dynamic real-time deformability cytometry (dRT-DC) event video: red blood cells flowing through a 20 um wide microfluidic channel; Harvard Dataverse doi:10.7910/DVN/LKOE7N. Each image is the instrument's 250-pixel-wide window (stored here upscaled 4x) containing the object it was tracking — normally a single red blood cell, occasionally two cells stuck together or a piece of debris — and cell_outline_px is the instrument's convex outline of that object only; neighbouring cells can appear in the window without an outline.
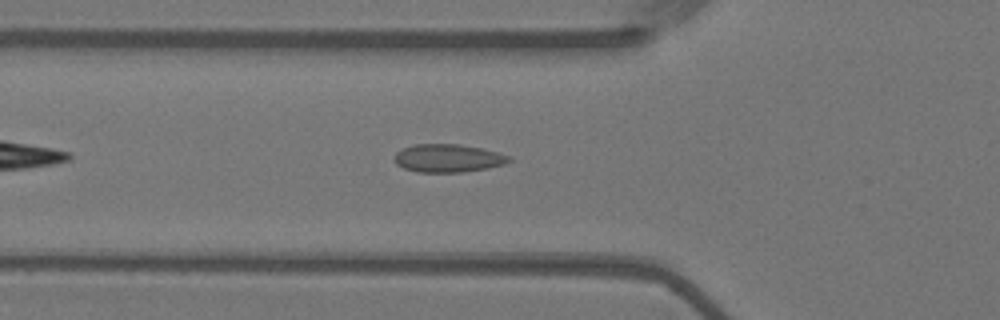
{"species": "Egyptian fruit bat (a non-hibernating species)", "species_latin": "Rousettus aegyptiacus", "temperature_condition": "warm", "stored_images_in_passage": 40, "camera_frame_rate_fps": 3000, "um_per_image_px": 0.085, "animal": {"sex": "female"}, "frame": {"image": 1, "passage_image": 8, "time_ms": 2.333, "image_size_px": [1000, 320], "cell_outline_px": [[512, 160], [504, 164], [488, 168], [464, 172], [416, 172], [404, 168], [396, 164], [396, 152], [400, 148], [416, 144], [460, 144], [480, 148], [496, 152], [508, 156]], "centroid_in_image_um": [38.06, 13.45], "position_along_channel_um": 87.7, "area_um2": 18.67}}
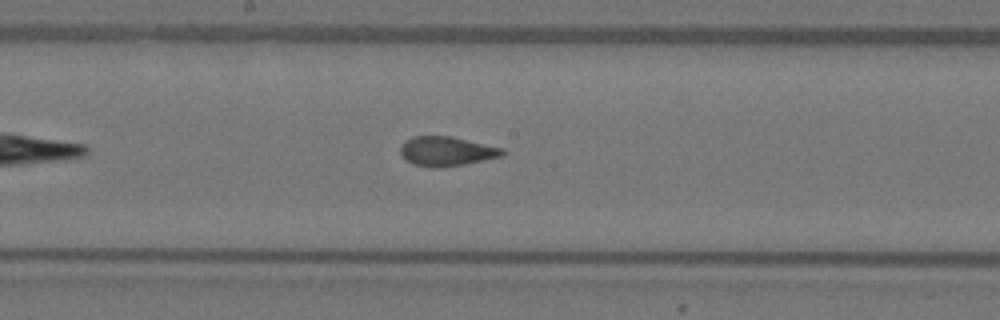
{"frame": {"image": 2, "passage_image": 18, "time_ms": 5.667, "image_size_px": [1000, 320], "cell_outline_px": [[504, 156], [444, 168], [432, 168], [412, 164], [400, 152], [400, 148], [404, 140], [412, 136], [452, 136], [504, 148]], "centroid_in_image_um": [37.97, 12.86], "position_along_channel_um": 210.2, "area_um2": 17.69}}
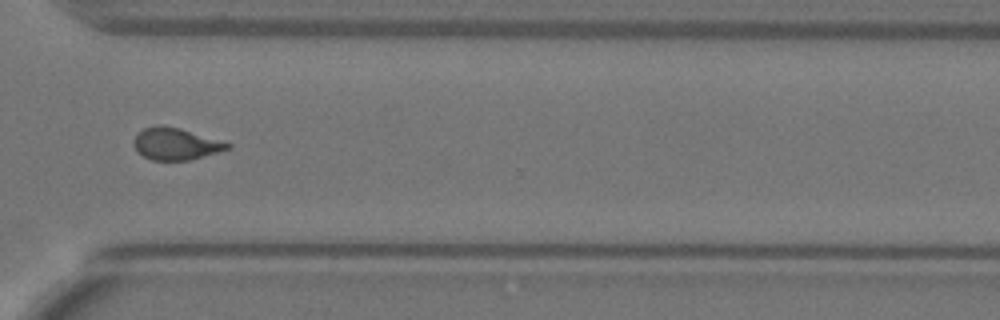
{"frame": {"image": 3, "passage_image": 30, "time_ms": 9.667, "image_size_px": [1000, 320], "cell_outline_px": [[232, 148], [220, 152], [188, 160], [152, 160], [136, 152], [136, 132], [144, 128], [160, 124], [180, 128], [232, 144]], "centroid_in_image_um": [14.96, 12.22], "position_along_channel_um": 355.6, "area_um2": 17.34}, "authors_computed_cell_mechanics": {"area_um2": 17.6579, "velocity_mm_per_s": 3.6454, "shape_relaxation_time_tau1_ms": null, "shape_relaxation_time_tau2_ms": 1.4381, "deformation_change_tau1": null, "deformation_change_tau2": 0.0631}}